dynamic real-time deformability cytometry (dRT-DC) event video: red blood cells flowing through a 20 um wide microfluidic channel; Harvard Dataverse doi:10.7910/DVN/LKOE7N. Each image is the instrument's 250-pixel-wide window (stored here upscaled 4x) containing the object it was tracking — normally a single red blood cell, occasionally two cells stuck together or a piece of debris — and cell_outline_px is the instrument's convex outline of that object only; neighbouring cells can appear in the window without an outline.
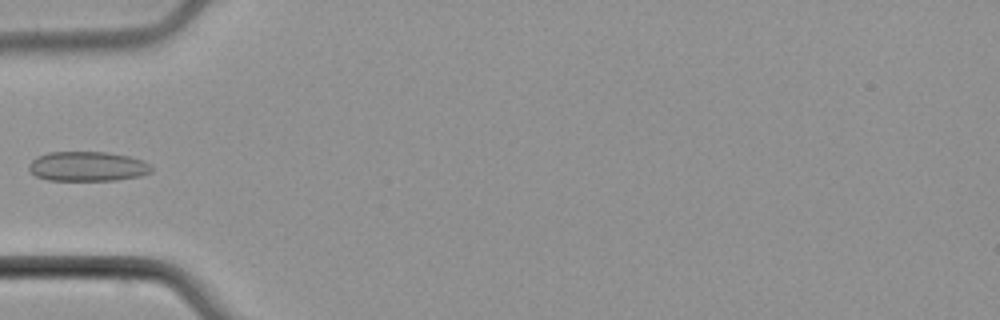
{"species": "common noctule bat (a hibernating species)", "species_latin": "Nyctalus noctula", "temperature_condition": "cold", "stored_images_in_passage": 5, "camera_frame_rate_fps": 3000, "um_per_image_px": 0.085, "animal": {"sex": "male", "body_mass_g": 21.5, "forearm_length_mm": 52.0}, "frame": {"image": 1, "passage_image": 5, "time_ms": 5.333, "image_size_px": [1000, 320], "cell_outline_px": [[152, 172], [140, 176], [116, 180], [48, 180], [36, 176], [28, 168], [28, 164], [32, 160], [48, 152], [104, 152], [128, 156], [140, 160], [148, 164], [152, 168]], "centroid_in_image_um": [7.42, 14.15], "position_along_channel_um": 77.6, "area_um2": 20.98}}